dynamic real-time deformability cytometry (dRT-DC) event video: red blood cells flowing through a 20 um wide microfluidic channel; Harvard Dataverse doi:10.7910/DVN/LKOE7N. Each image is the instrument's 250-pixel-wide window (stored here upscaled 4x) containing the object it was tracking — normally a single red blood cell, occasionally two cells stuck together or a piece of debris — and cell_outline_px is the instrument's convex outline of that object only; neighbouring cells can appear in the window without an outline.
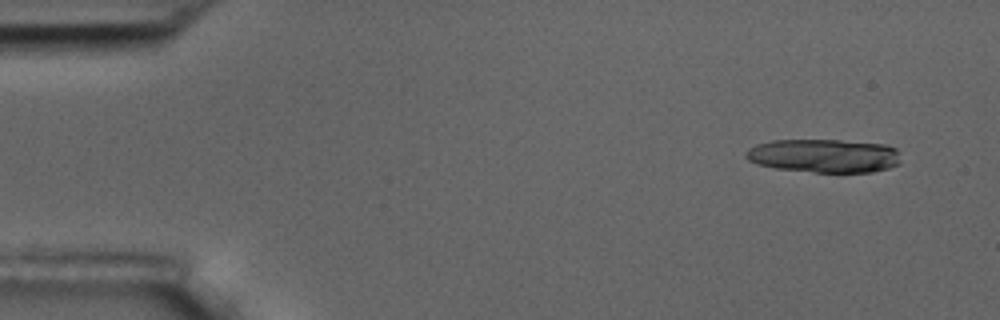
{"species": "common noctule bat (a hibernating species)", "species_latin": "Nyctalus noctula", "temperature_condition": "room temperature", "stored_images_in_passage": 5, "camera_frame_rate_fps": 3000, "um_per_image_px": 0.085, "animal": {"sex": "male", "body_mass_g": 17.5, "forearm_length_mm": 52.3}, "frame": {"image": 1, "passage_image": 1, "time_ms": 0.0, "image_size_px": [1000, 320], "cell_outline_px": [[900, 164], [888, 168], [872, 172], [816, 172], [776, 168], [756, 164], [748, 160], [744, 156], [744, 152], [748, 148], [756, 144], [772, 140], [840, 140], [884, 144], [896, 148]], "centroid_in_image_um": [70.0, 13.23], "position_along_channel_um": 15.0, "area_um2": 30.4}}